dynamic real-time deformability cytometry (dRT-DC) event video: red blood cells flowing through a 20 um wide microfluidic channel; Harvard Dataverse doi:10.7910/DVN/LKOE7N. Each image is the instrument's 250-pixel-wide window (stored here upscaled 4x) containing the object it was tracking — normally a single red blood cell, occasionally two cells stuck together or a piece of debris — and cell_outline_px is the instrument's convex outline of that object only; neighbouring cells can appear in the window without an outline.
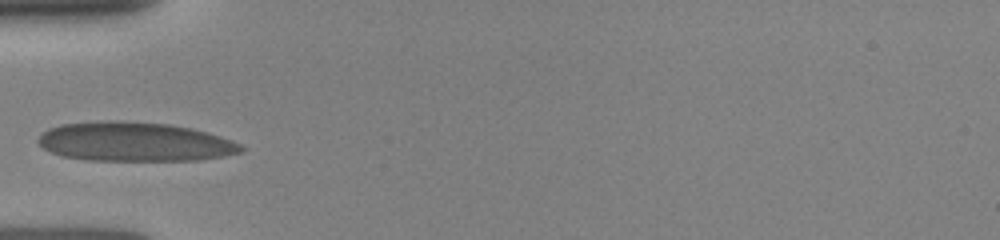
{"species": "human", "species_latin": "Homo sapiens", "temperature_condition": "room temperature", "stored_images_in_passage": 16, "camera_frame_rate_fps": 3000, "um_per_image_px": 0.085, "donor": {"sex": "female"}, "frame": {"image": 1, "passage_image": 1, "time_ms": 0.0, "image_size_px": [1000, 240], "cell_outline_px": [[244, 148], [240, 152], [224, 156], [196, 160], [88, 160], [60, 156], [44, 148], [36, 140], [48, 128], [60, 124], [100, 120], [120, 120], [168, 124], [192, 128], [208, 132], [232, 140], [240, 144]], "centroid_in_image_um": [11.42, 12.04], "position_along_channel_um": 73.6, "area_um2": 46.47}}
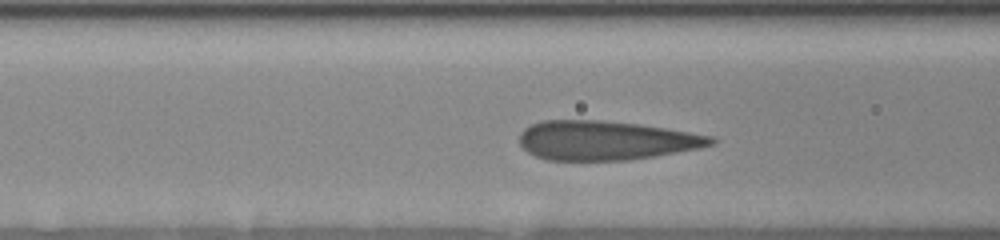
{"frame": {"image": 2, "passage_image": 6, "time_ms": 1.0, "image_size_px": [1000, 240], "cell_outline_px": [[716, 140], [712, 144], [696, 148], [656, 156], [628, 160], [548, 160], [536, 156], [528, 152], [520, 144], [520, 132], [524, 128], [532, 124], [544, 120], [600, 120], [640, 124], [712, 136]], "centroid_in_image_um": [51.44, 11.93], "position_along_channel_um": 115.2, "area_um2": 43.47}}
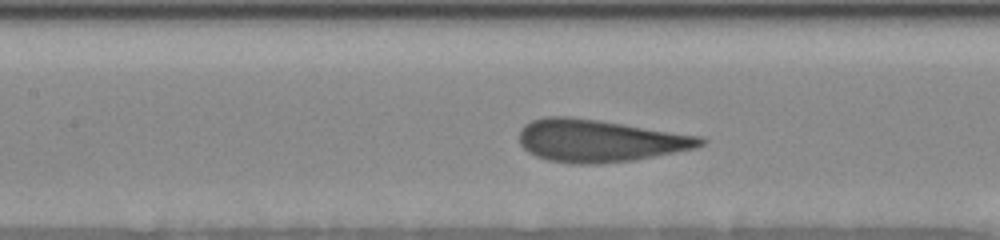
{"frame": {"image": 3, "passage_image": 12, "time_ms": 2.0, "image_size_px": [1000, 240], "cell_outline_px": [[704, 144], [696, 148], [632, 160], [600, 164], [572, 164], [548, 160], [536, 156], [528, 152], [520, 144], [520, 128], [524, 124], [532, 120], [544, 116], [568, 116], [624, 124], [700, 136], [704, 140]], "centroid_in_image_um": [50.9, 11.96], "position_along_channel_um": 156.5, "area_um2": 44.56}}